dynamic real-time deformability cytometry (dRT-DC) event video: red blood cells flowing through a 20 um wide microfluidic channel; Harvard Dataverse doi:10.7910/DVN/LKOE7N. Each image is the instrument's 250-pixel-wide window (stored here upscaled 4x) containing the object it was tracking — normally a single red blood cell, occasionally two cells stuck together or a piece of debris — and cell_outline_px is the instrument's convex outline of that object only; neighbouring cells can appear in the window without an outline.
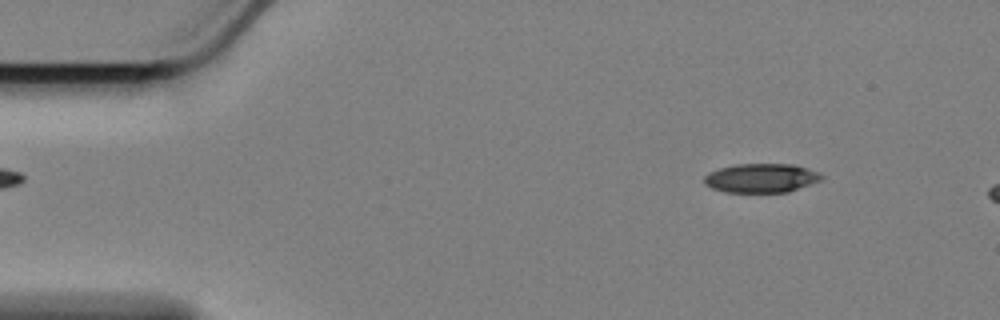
{"species": "Egyptian fruit bat (a non-hibernating species)", "species_latin": "Rousettus aegyptiacus", "temperature_condition": "cold", "stored_images_in_passage": 13, "camera_frame_rate_fps": 3000, "um_per_image_px": 0.085, "animal": {"sex": "female"}, "frame": {"image": 1, "passage_image": 6, "time_ms": 1.667, "image_size_px": [1000, 320], "cell_outline_px": [[824, 176], [820, 180], [788, 192], [724, 192], [712, 188], [704, 184], [704, 176], [708, 172], [720, 168], [736, 164], [796, 164], [820, 172]], "centroid_in_image_um": [64.7, 15.13], "position_along_channel_um": 20.3, "area_um2": 19.94}}